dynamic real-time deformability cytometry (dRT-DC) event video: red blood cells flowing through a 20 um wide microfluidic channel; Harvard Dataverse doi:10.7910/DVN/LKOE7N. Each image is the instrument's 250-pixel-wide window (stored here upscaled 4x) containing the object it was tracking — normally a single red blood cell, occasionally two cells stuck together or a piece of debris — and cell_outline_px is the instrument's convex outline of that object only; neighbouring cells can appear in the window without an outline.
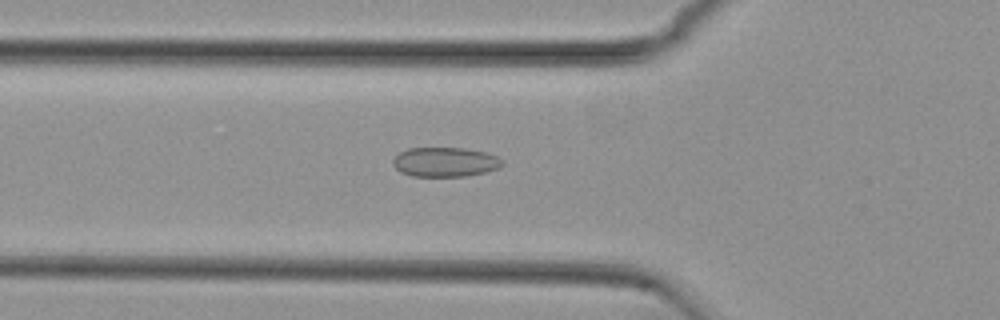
{"species": "common noctule bat (a hibernating species)", "species_latin": "Nyctalus noctula", "temperature_condition": "cold", "stored_images_in_passage": 51, "camera_frame_rate_fps": 3000, "um_per_image_px": 0.085, "animal": {"sex": "female", "body_mass_g": 29.2, "forearm_length_mm": 56.3}, "frame": {"image": 1, "passage_image": 18, "time_ms": 5.667, "image_size_px": [1000, 320], "cell_outline_px": [[504, 164], [500, 168], [484, 172], [464, 176], [412, 176], [400, 172], [392, 164], [392, 160], [400, 152], [408, 148], [464, 148], [488, 152], [504, 160]], "centroid_in_image_um": [37.85, 13.76], "position_along_channel_um": 87.9, "area_um2": 18.9}}
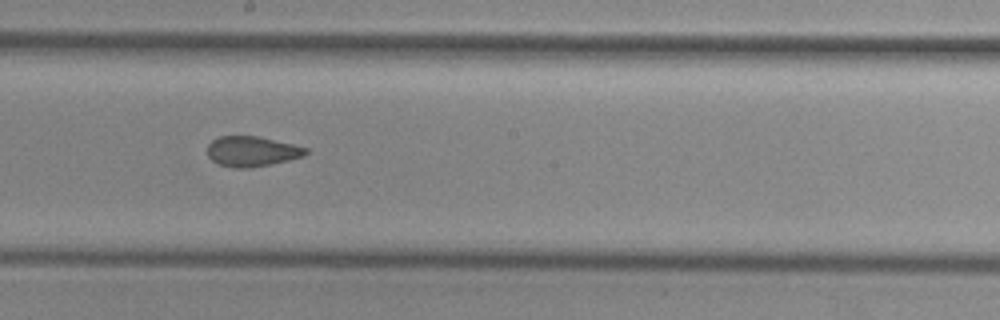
{"frame": {"image": 2, "passage_image": 29, "time_ms": 9.333, "image_size_px": [1000, 320], "cell_outline_px": [[308, 152], [304, 156], [288, 160], [248, 168], [236, 168], [220, 164], [212, 160], [208, 156], [208, 144], [212, 140], [220, 136], [256, 136], [292, 144], [308, 148]], "centroid_in_image_um": [21.4, 12.86], "position_along_channel_um": 226.8, "area_um2": 17.05}}
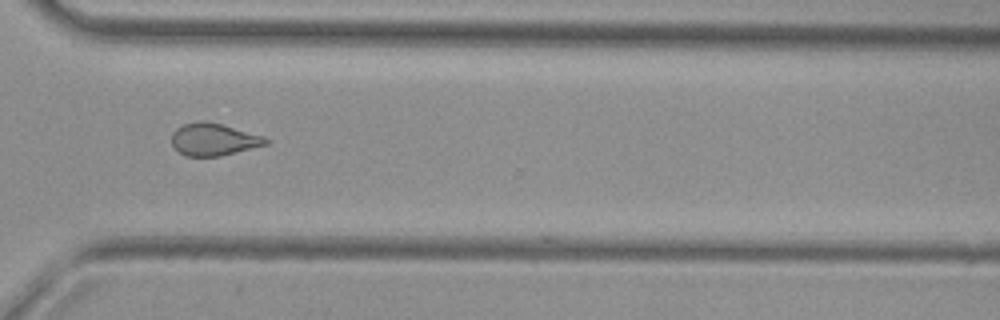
{"frame": {"image": 3, "passage_image": 39, "time_ms": 12.667, "image_size_px": [1000, 320], "cell_outline_px": [[272, 140], [268, 144], [220, 156], [184, 156], [172, 144], [172, 132], [176, 128], [184, 124], [200, 120], [204, 120], [224, 124], [264, 136]], "centroid_in_image_um": [18.19, 11.83], "position_along_channel_um": 352.4, "area_um2": 17.92}}